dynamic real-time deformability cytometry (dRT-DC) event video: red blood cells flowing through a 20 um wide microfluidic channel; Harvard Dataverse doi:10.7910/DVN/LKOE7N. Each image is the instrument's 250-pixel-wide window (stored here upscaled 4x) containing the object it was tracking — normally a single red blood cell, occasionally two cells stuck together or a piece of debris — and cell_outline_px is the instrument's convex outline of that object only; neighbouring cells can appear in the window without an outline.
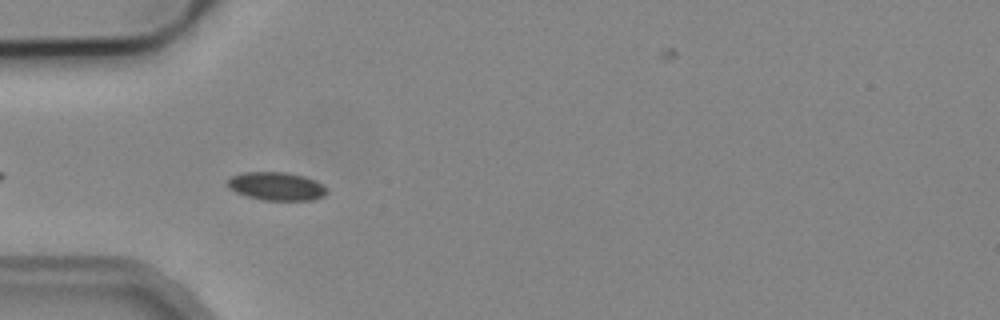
{"species": "common noctule bat (a hibernating species)", "species_latin": "Nyctalus noctula", "temperature_condition": "cold", "stored_images_in_passage": 13, "camera_frame_rate_fps": 3000, "um_per_image_px": 0.085, "animal": {"sex": "male", "body_mass_g": 19.2, "forearm_length_mm": 51.8}, "frame": {"image": 1, "passage_image": 4, "time_ms": 4.667, "image_size_px": [1000, 320], "cell_outline_px": [[328, 192], [324, 196], [312, 200], [264, 200], [248, 196], [236, 192], [228, 188], [224, 184], [232, 176], [244, 172], [288, 172], [304, 176], [316, 180], [324, 184], [328, 188]], "centroid_in_image_um": [23.53, 15.82], "position_along_channel_um": 61.5, "area_um2": 16.59}}
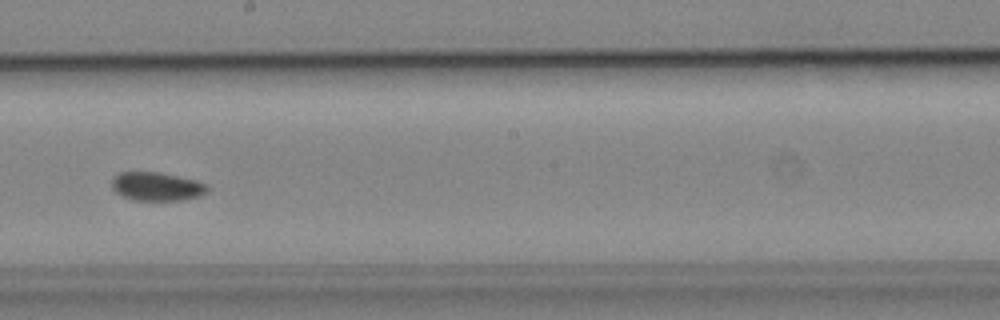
{"frame": {"image": 2, "passage_image": 8, "time_ms": 9.333, "image_size_px": [1000, 320], "cell_outline_px": [[208, 188], [200, 196], [180, 200], [132, 200], [116, 192], [112, 188], [112, 176], [120, 172], [160, 172], [196, 180], [208, 184]], "centroid_in_image_um": [13.3, 15.84], "position_along_channel_um": 234.9, "area_um2": 15.9}}